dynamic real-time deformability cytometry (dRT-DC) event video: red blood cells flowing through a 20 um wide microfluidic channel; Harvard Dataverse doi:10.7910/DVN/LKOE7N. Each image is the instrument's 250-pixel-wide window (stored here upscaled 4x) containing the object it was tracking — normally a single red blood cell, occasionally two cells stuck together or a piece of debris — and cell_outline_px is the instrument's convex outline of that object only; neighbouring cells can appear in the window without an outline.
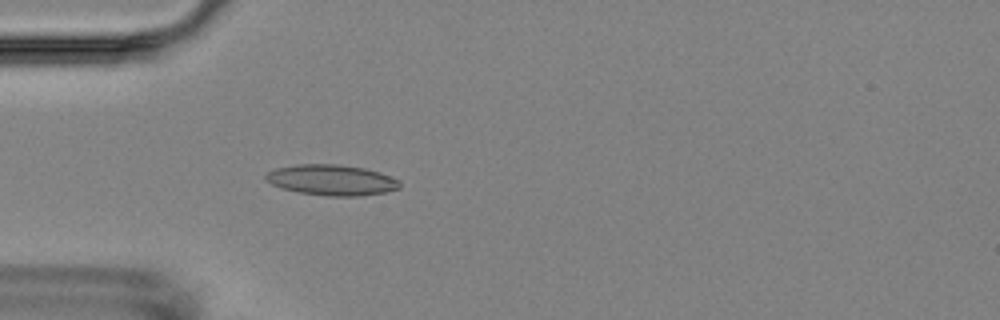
{"species": "Egyptian fruit bat (a non-hibernating species)", "species_latin": "Rousettus aegyptiacus", "temperature_condition": "room temperature", "stored_images_in_passage": 4, "camera_frame_rate_fps": 3000, "um_per_image_px": 0.085, "animal": {"sex": "female"}, "frame": {"image": 1, "passage_image": 4, "time_ms": 3.333, "image_size_px": [1000, 320], "cell_outline_px": [[400, 188], [384, 192], [360, 196], [328, 196], [300, 192], [280, 188], [264, 180], [264, 176], [268, 172], [276, 168], [296, 164], [340, 164], [364, 168], [380, 172], [400, 180]], "centroid_in_image_um": [28.18, 15.29], "position_along_channel_um": 56.8, "area_um2": 24.04}}